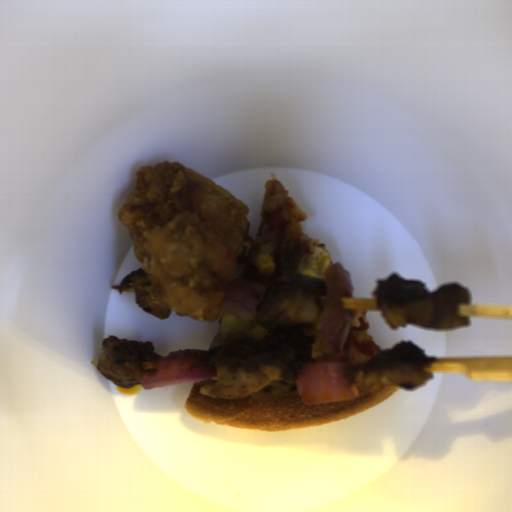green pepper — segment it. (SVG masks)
<instances>
[{"mask_svg":"<svg viewBox=\"0 0 512 512\" xmlns=\"http://www.w3.org/2000/svg\"><path fill=\"white\" fill-rule=\"evenodd\" d=\"M285 258L287 272L295 271L302 259V248L299 238H295L288 243Z\"/></svg>","mask_w":512,"mask_h":512,"instance_id":"green-pepper-1","label":"green pepper"}]
</instances>
